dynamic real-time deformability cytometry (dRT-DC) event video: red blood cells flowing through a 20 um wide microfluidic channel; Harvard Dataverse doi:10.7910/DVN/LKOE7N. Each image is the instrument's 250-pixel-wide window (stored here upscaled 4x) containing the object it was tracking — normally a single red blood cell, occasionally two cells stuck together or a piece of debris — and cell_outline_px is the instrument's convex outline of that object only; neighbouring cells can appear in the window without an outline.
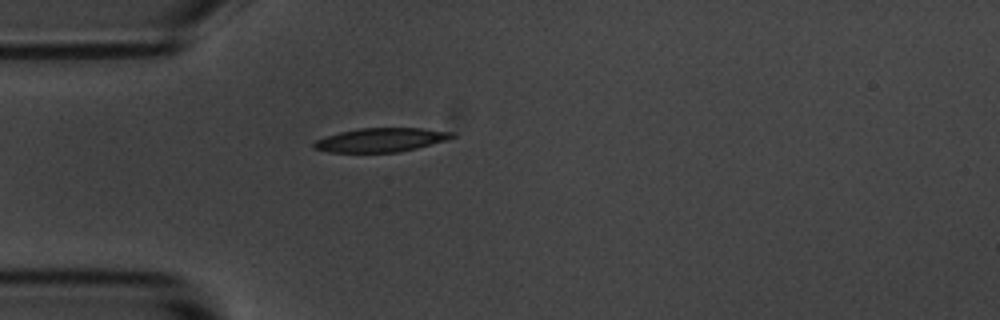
{"species": "common noctule bat (a hibernating species)", "species_latin": "Nyctalus noctula", "temperature_condition": "room temperature", "stored_images_in_passage": 1, "camera_frame_rate_fps": 3000, "um_per_image_px": 0.085, "animal": {"sex": "male", "body_mass_g": 20.1, "forearm_length_mm": 53.5}, "frame": {"image": 1, "passage_image": 1, "time_ms": 0.0, "image_size_px": [1000, 320], "cell_outline_px": [[456, 136], [448, 140], [400, 152], [328, 152], [312, 148], [312, 144], [316, 140], [340, 132], [360, 128], [420, 128], [456, 132]], "centroid_in_image_um": [32.41, 11.89], "position_along_channel_um": 52.6, "area_um2": 19.25}}